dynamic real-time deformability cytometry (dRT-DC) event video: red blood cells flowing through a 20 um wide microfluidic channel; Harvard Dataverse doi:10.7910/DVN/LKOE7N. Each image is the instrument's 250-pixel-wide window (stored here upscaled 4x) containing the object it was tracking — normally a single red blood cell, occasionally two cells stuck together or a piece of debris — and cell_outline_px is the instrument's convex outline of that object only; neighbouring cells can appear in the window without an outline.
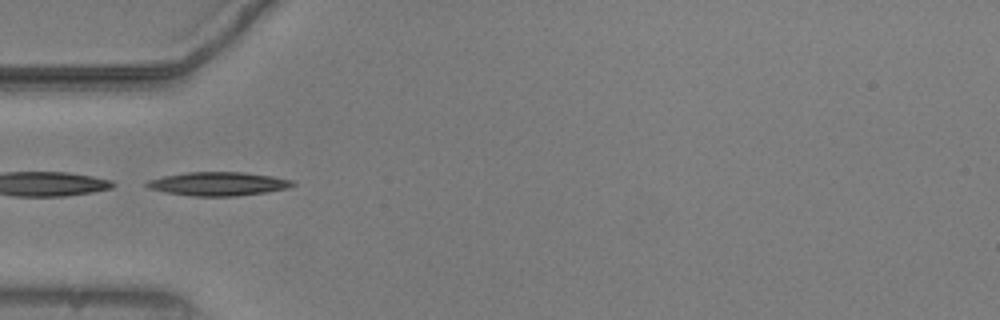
{"species": "common noctule bat (a hibernating species)", "species_latin": "Nyctalus noctula", "temperature_condition": "warm", "stored_images_in_passage": 37, "camera_frame_rate_fps": 3000, "um_per_image_px": 0.085, "animal": {"sex": "male", "body_mass_g": 20.5, "forearm_length_mm": 52.5}, "frame": {"image": 1, "passage_image": 1, "time_ms": 0.0, "image_size_px": [1000, 320], "cell_outline_px": [[296, 184], [288, 188], [268, 192], [236, 196], [192, 196], [164, 192], [148, 188], [144, 184], [148, 180], [164, 176], [188, 172], [244, 172], [272, 176], [292, 180]], "centroid_in_image_um": [18.55, 15.63], "position_along_channel_um": 66.4, "area_um2": 20.17}}
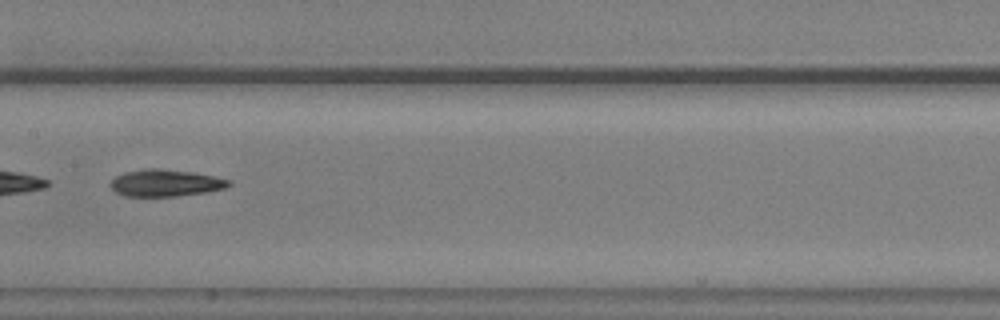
{"frame": {"image": 2, "passage_image": 11, "time_ms": 3.333, "image_size_px": [1000, 320], "cell_outline_px": [[232, 184], [224, 188], [208, 192], [176, 196], [124, 196], [116, 192], [108, 184], [116, 176], [124, 172], [144, 168], [160, 168], [192, 172], [232, 180]], "centroid_in_image_um": [14.06, 15.55], "position_along_channel_um": 193.3, "area_um2": 18.67}, "authors_computed_cell_mechanics": {"area_um2": 18.7272, "velocity_mm_per_s": 3.7722, "shape_relaxation_time_tau1_ms": 9.7955, "shape_relaxation_time_tau2_ms": 5.8976, "deformation_change_tau1": 0.259, "deformation_change_tau2": 0.152}}